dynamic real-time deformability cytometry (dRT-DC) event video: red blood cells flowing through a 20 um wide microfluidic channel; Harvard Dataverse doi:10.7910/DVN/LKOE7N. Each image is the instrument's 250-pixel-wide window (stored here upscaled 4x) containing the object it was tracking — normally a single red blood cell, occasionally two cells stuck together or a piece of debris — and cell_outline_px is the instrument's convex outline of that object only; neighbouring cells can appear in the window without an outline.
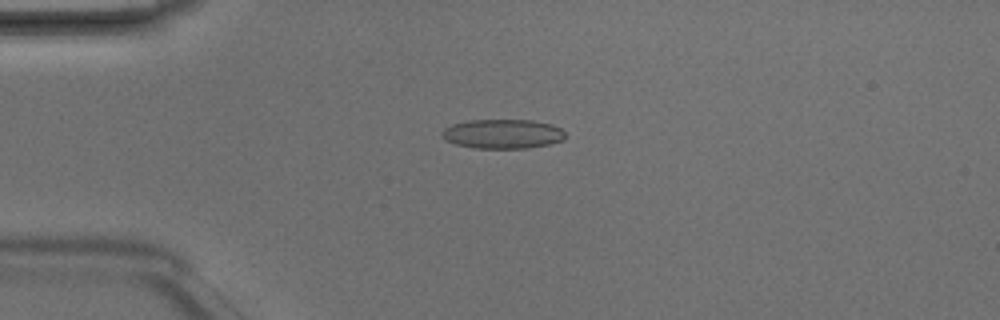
{"species": "Egyptian fruit bat (a non-hibernating species)", "species_latin": "Rousettus aegyptiacus", "temperature_condition": "room temperature", "stored_images_in_passage": 6, "camera_frame_rate_fps": 3000, "um_per_image_px": 0.085, "animal": {"sex": "male"}, "frame": {"image": 1, "passage_image": 4, "time_ms": 1.0, "image_size_px": [1000, 320], "cell_outline_px": [[564, 140], [548, 144], [528, 148], [476, 148], [456, 144], [444, 140], [440, 136], [440, 132], [444, 128], [452, 124], [468, 120], [532, 120], [552, 124], [560, 128], [564, 132]], "centroid_in_image_um": [42.69, 11.37], "position_along_channel_um": 42.3, "area_um2": 21.21}}
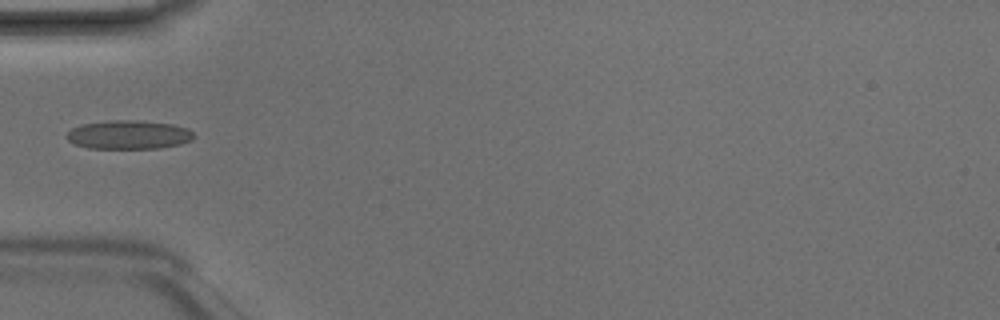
{"frame": {"image": 2, "passage_image": 5, "time_ms": 1.333, "image_size_px": [1000, 320], "cell_outline_px": [[196, 136], [192, 140], [180, 144], [160, 148], [88, 148], [76, 144], [68, 140], [64, 136], [72, 128], [80, 124], [108, 120], [136, 120], [172, 124], [188, 128]], "centroid_in_image_um": [10.94, 11.44], "position_along_channel_um": 74.1, "area_um2": 21.44}}